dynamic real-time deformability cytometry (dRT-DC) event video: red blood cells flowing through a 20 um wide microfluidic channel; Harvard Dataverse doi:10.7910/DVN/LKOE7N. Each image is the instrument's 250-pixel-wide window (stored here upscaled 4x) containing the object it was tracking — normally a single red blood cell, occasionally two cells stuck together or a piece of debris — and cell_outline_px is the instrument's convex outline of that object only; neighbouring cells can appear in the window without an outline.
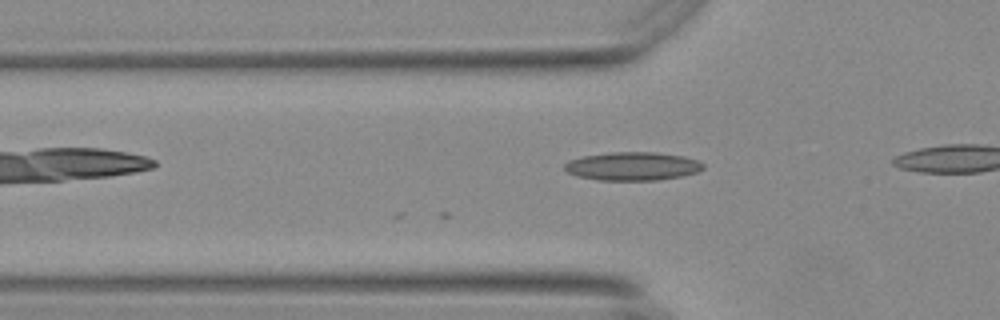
{"species": "Egyptian fruit bat (a non-hibernating species)", "species_latin": "Rousettus aegyptiacus", "temperature_condition": "warm", "stored_images_in_passage": 4, "camera_frame_rate_fps": 3000, "um_per_image_px": 0.085, "animal": {"sex": "female"}, "frame": {"image": 1, "passage_image": 4, "time_ms": 1.0, "image_size_px": [1000, 320], "cell_outline_px": [[704, 168], [696, 172], [680, 176], [656, 180], [600, 180], [576, 176], [568, 172], [564, 168], [564, 164], [568, 160], [584, 156], [608, 152], [656, 152], [684, 156], [696, 160], [704, 164]], "centroid_in_image_um": [53.74, 14.12], "position_along_channel_um": 72.1, "area_um2": 22.89}}